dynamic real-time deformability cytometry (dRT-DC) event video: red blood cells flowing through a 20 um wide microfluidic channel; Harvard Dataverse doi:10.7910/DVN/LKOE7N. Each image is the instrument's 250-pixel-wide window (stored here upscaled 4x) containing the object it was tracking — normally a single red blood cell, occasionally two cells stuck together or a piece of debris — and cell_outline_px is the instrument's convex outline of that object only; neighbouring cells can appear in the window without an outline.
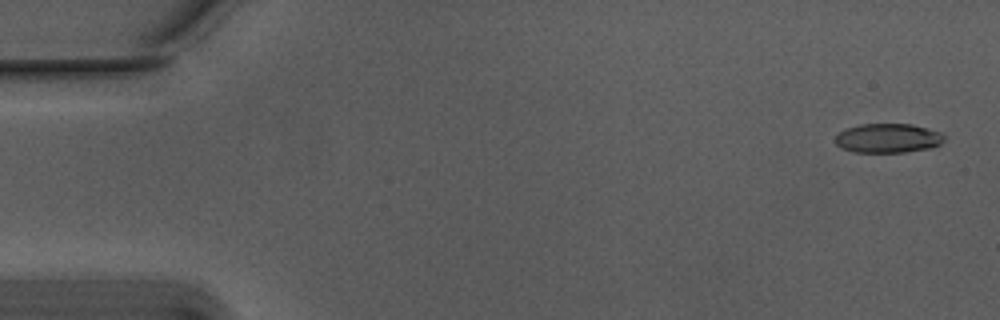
{"species": "Egyptian fruit bat (a non-hibernating species)", "species_latin": "Rousettus aegyptiacus", "temperature_condition": "warm", "stored_images_in_passage": 55, "camera_frame_rate_fps": 3000, "um_per_image_px": 0.085, "animal": {"sex": "male"}, "frame": {"image": 1, "passage_image": 2, "time_ms": 0.333, "image_size_px": [1000, 320], "cell_outline_px": [[944, 140], [940, 144], [932, 148], [904, 152], [852, 152], [840, 148], [836, 144], [836, 136], [844, 128], [860, 124], [912, 124], [928, 128], [940, 132], [944, 136]], "centroid_in_image_um": [75.47, 11.74], "position_along_channel_um": 9.5, "area_um2": 18.73}}
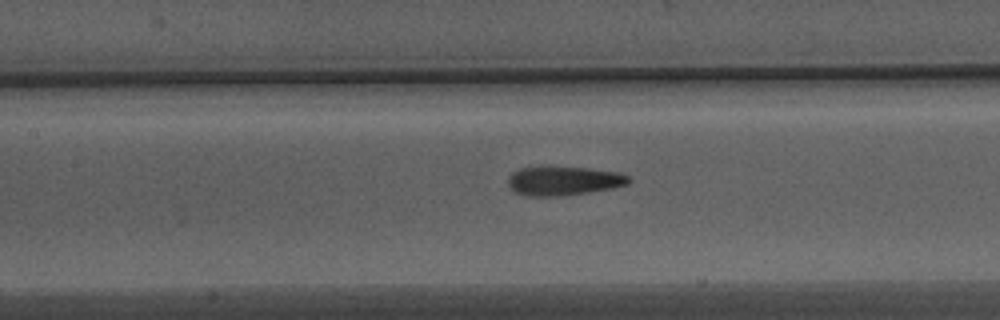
{"frame": {"image": 2, "passage_image": 25, "time_ms": 8.0, "image_size_px": [1000, 320], "cell_outline_px": [[632, 180], [628, 184], [612, 188], [588, 192], [560, 196], [528, 196], [516, 192], [508, 184], [508, 176], [512, 172], [520, 168], [588, 168], [620, 172], [628, 176]], "centroid_in_image_um": [47.94, 15.38], "position_along_channel_um": 159.5, "area_um2": 20.06}}
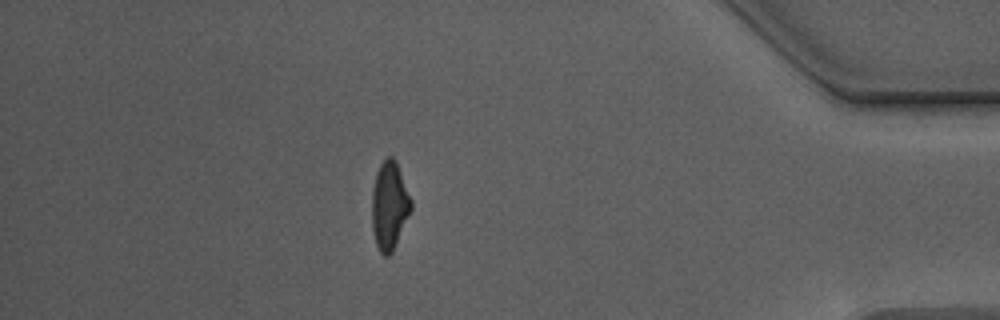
{"frame": {"image": 3, "passage_image": 48, "time_ms": 15.667, "image_size_px": [1000, 320], "cell_outline_px": [[412, 208], [392, 252], [388, 256], [384, 256], [380, 252], [376, 244], [372, 228], [372, 188], [376, 172], [380, 164], [388, 156], [392, 156], [396, 160], [412, 200]], "centroid_in_image_um": [33.09, 17.45], "position_along_channel_um": 402.1, "area_um2": 20.11}, "authors_computed_cell_mechanics": {"area_um2": 19.8254, "velocity_mm_per_s": 3.758, "shape_relaxation_time_tau1_ms": 10.4304, "shape_relaxation_time_tau2_ms": 2.1555, "deformation_change_tau1": 0.3008, "deformation_change_tau2": 0.121}}